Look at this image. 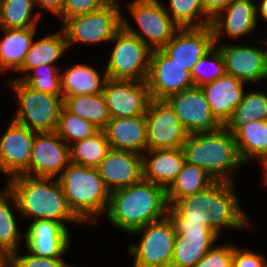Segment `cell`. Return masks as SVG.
Masks as SVG:
<instances>
[{
    "mask_svg": "<svg viewBox=\"0 0 267 267\" xmlns=\"http://www.w3.org/2000/svg\"><path fill=\"white\" fill-rule=\"evenodd\" d=\"M166 189L141 179L110 193L106 215L111 224L132 233L167 216Z\"/></svg>",
    "mask_w": 267,
    "mask_h": 267,
    "instance_id": "cell-1",
    "label": "cell"
},
{
    "mask_svg": "<svg viewBox=\"0 0 267 267\" xmlns=\"http://www.w3.org/2000/svg\"><path fill=\"white\" fill-rule=\"evenodd\" d=\"M18 175L10 178L7 187L14 194L13 205L24 217L35 220H53L66 226L63 221L82 223L69 208L62 187L56 177Z\"/></svg>",
    "mask_w": 267,
    "mask_h": 267,
    "instance_id": "cell-2",
    "label": "cell"
},
{
    "mask_svg": "<svg viewBox=\"0 0 267 267\" xmlns=\"http://www.w3.org/2000/svg\"><path fill=\"white\" fill-rule=\"evenodd\" d=\"M185 161L206 171L215 181L233 182V170L244 164L235 138L223 126L213 132L188 135L182 146Z\"/></svg>",
    "mask_w": 267,
    "mask_h": 267,
    "instance_id": "cell-3",
    "label": "cell"
},
{
    "mask_svg": "<svg viewBox=\"0 0 267 267\" xmlns=\"http://www.w3.org/2000/svg\"><path fill=\"white\" fill-rule=\"evenodd\" d=\"M57 179L69 208L81 222H94L107 211L110 192L97 168L70 163Z\"/></svg>",
    "mask_w": 267,
    "mask_h": 267,
    "instance_id": "cell-4",
    "label": "cell"
},
{
    "mask_svg": "<svg viewBox=\"0 0 267 267\" xmlns=\"http://www.w3.org/2000/svg\"><path fill=\"white\" fill-rule=\"evenodd\" d=\"M9 83L18 96L20 105L12 121L36 133L55 132L63 107V97L37 91L18 79H12Z\"/></svg>",
    "mask_w": 267,
    "mask_h": 267,
    "instance_id": "cell-5",
    "label": "cell"
},
{
    "mask_svg": "<svg viewBox=\"0 0 267 267\" xmlns=\"http://www.w3.org/2000/svg\"><path fill=\"white\" fill-rule=\"evenodd\" d=\"M118 0L93 12L67 19L62 25L67 48L76 42H110L123 28V15Z\"/></svg>",
    "mask_w": 267,
    "mask_h": 267,
    "instance_id": "cell-6",
    "label": "cell"
},
{
    "mask_svg": "<svg viewBox=\"0 0 267 267\" xmlns=\"http://www.w3.org/2000/svg\"><path fill=\"white\" fill-rule=\"evenodd\" d=\"M110 42L116 44L105 68L108 79L147 80L152 49L124 28Z\"/></svg>",
    "mask_w": 267,
    "mask_h": 267,
    "instance_id": "cell-7",
    "label": "cell"
},
{
    "mask_svg": "<svg viewBox=\"0 0 267 267\" xmlns=\"http://www.w3.org/2000/svg\"><path fill=\"white\" fill-rule=\"evenodd\" d=\"M128 7L139 30L130 27L124 17L123 28L131 35L141 39L152 51L166 46L179 29L158 0H134L128 4Z\"/></svg>",
    "mask_w": 267,
    "mask_h": 267,
    "instance_id": "cell-8",
    "label": "cell"
},
{
    "mask_svg": "<svg viewBox=\"0 0 267 267\" xmlns=\"http://www.w3.org/2000/svg\"><path fill=\"white\" fill-rule=\"evenodd\" d=\"M142 234L139 245L132 244L133 267H171L176 233L168 216L151 222L131 234Z\"/></svg>",
    "mask_w": 267,
    "mask_h": 267,
    "instance_id": "cell-9",
    "label": "cell"
},
{
    "mask_svg": "<svg viewBox=\"0 0 267 267\" xmlns=\"http://www.w3.org/2000/svg\"><path fill=\"white\" fill-rule=\"evenodd\" d=\"M145 117L147 150L182 148L189 132L166 100L152 99Z\"/></svg>",
    "mask_w": 267,
    "mask_h": 267,
    "instance_id": "cell-10",
    "label": "cell"
},
{
    "mask_svg": "<svg viewBox=\"0 0 267 267\" xmlns=\"http://www.w3.org/2000/svg\"><path fill=\"white\" fill-rule=\"evenodd\" d=\"M102 94L111 118L146 114L152 100L147 80L108 79Z\"/></svg>",
    "mask_w": 267,
    "mask_h": 267,
    "instance_id": "cell-11",
    "label": "cell"
},
{
    "mask_svg": "<svg viewBox=\"0 0 267 267\" xmlns=\"http://www.w3.org/2000/svg\"><path fill=\"white\" fill-rule=\"evenodd\" d=\"M70 163V146L56 132L35 133L29 166L21 175L55 178Z\"/></svg>",
    "mask_w": 267,
    "mask_h": 267,
    "instance_id": "cell-12",
    "label": "cell"
},
{
    "mask_svg": "<svg viewBox=\"0 0 267 267\" xmlns=\"http://www.w3.org/2000/svg\"><path fill=\"white\" fill-rule=\"evenodd\" d=\"M147 81L151 98L156 100H166L194 87L191 72L172 61L161 49L152 51Z\"/></svg>",
    "mask_w": 267,
    "mask_h": 267,
    "instance_id": "cell-13",
    "label": "cell"
},
{
    "mask_svg": "<svg viewBox=\"0 0 267 267\" xmlns=\"http://www.w3.org/2000/svg\"><path fill=\"white\" fill-rule=\"evenodd\" d=\"M166 101L189 134L213 132L223 126L212 114L210 105L200 87L194 86L169 96Z\"/></svg>",
    "mask_w": 267,
    "mask_h": 267,
    "instance_id": "cell-14",
    "label": "cell"
},
{
    "mask_svg": "<svg viewBox=\"0 0 267 267\" xmlns=\"http://www.w3.org/2000/svg\"><path fill=\"white\" fill-rule=\"evenodd\" d=\"M210 186L198 193L176 200L168 206L167 216L176 234H216L208 213Z\"/></svg>",
    "mask_w": 267,
    "mask_h": 267,
    "instance_id": "cell-15",
    "label": "cell"
},
{
    "mask_svg": "<svg viewBox=\"0 0 267 267\" xmlns=\"http://www.w3.org/2000/svg\"><path fill=\"white\" fill-rule=\"evenodd\" d=\"M215 46L211 25L179 28L161 50L175 63L191 72L197 61Z\"/></svg>",
    "mask_w": 267,
    "mask_h": 267,
    "instance_id": "cell-16",
    "label": "cell"
},
{
    "mask_svg": "<svg viewBox=\"0 0 267 267\" xmlns=\"http://www.w3.org/2000/svg\"><path fill=\"white\" fill-rule=\"evenodd\" d=\"M34 131L14 121L0 139V170L10 178L21 175L29 166Z\"/></svg>",
    "mask_w": 267,
    "mask_h": 267,
    "instance_id": "cell-17",
    "label": "cell"
},
{
    "mask_svg": "<svg viewBox=\"0 0 267 267\" xmlns=\"http://www.w3.org/2000/svg\"><path fill=\"white\" fill-rule=\"evenodd\" d=\"M225 62V71L238 80L253 83L267 79L266 50L244 45L218 46Z\"/></svg>",
    "mask_w": 267,
    "mask_h": 267,
    "instance_id": "cell-18",
    "label": "cell"
},
{
    "mask_svg": "<svg viewBox=\"0 0 267 267\" xmlns=\"http://www.w3.org/2000/svg\"><path fill=\"white\" fill-rule=\"evenodd\" d=\"M97 169L105 187L111 193L143 178L142 155L111 148Z\"/></svg>",
    "mask_w": 267,
    "mask_h": 267,
    "instance_id": "cell-19",
    "label": "cell"
},
{
    "mask_svg": "<svg viewBox=\"0 0 267 267\" xmlns=\"http://www.w3.org/2000/svg\"><path fill=\"white\" fill-rule=\"evenodd\" d=\"M232 182L215 181L210 185V205L208 213L211 228L219 235L223 227L241 228L251 226L249 219L239 206Z\"/></svg>",
    "mask_w": 267,
    "mask_h": 267,
    "instance_id": "cell-20",
    "label": "cell"
},
{
    "mask_svg": "<svg viewBox=\"0 0 267 267\" xmlns=\"http://www.w3.org/2000/svg\"><path fill=\"white\" fill-rule=\"evenodd\" d=\"M24 237L28 252L52 258H62L70 243L67 226L53 220L32 221Z\"/></svg>",
    "mask_w": 267,
    "mask_h": 267,
    "instance_id": "cell-21",
    "label": "cell"
},
{
    "mask_svg": "<svg viewBox=\"0 0 267 267\" xmlns=\"http://www.w3.org/2000/svg\"><path fill=\"white\" fill-rule=\"evenodd\" d=\"M257 18L256 5L252 0H234L211 21L214 44H217L224 31L232 39L252 33L257 26Z\"/></svg>",
    "mask_w": 267,
    "mask_h": 267,
    "instance_id": "cell-22",
    "label": "cell"
},
{
    "mask_svg": "<svg viewBox=\"0 0 267 267\" xmlns=\"http://www.w3.org/2000/svg\"><path fill=\"white\" fill-rule=\"evenodd\" d=\"M110 148L142 155L147 150L145 114L134 117L111 118L104 129Z\"/></svg>",
    "mask_w": 267,
    "mask_h": 267,
    "instance_id": "cell-23",
    "label": "cell"
},
{
    "mask_svg": "<svg viewBox=\"0 0 267 267\" xmlns=\"http://www.w3.org/2000/svg\"><path fill=\"white\" fill-rule=\"evenodd\" d=\"M245 83L225 74L212 83L200 87L215 118L224 125L231 117L233 110L240 104Z\"/></svg>",
    "mask_w": 267,
    "mask_h": 267,
    "instance_id": "cell-24",
    "label": "cell"
},
{
    "mask_svg": "<svg viewBox=\"0 0 267 267\" xmlns=\"http://www.w3.org/2000/svg\"><path fill=\"white\" fill-rule=\"evenodd\" d=\"M142 154L143 179L167 189L185 164L182 148L146 150Z\"/></svg>",
    "mask_w": 267,
    "mask_h": 267,
    "instance_id": "cell-25",
    "label": "cell"
},
{
    "mask_svg": "<svg viewBox=\"0 0 267 267\" xmlns=\"http://www.w3.org/2000/svg\"><path fill=\"white\" fill-rule=\"evenodd\" d=\"M61 90L63 97L83 94H100L104 90L108 76L104 72L100 77L94 68L84 65H73L61 73Z\"/></svg>",
    "mask_w": 267,
    "mask_h": 267,
    "instance_id": "cell-26",
    "label": "cell"
},
{
    "mask_svg": "<svg viewBox=\"0 0 267 267\" xmlns=\"http://www.w3.org/2000/svg\"><path fill=\"white\" fill-rule=\"evenodd\" d=\"M4 37L0 41V62L4 70L18 71L29 51L36 27L2 29Z\"/></svg>",
    "mask_w": 267,
    "mask_h": 267,
    "instance_id": "cell-27",
    "label": "cell"
},
{
    "mask_svg": "<svg viewBox=\"0 0 267 267\" xmlns=\"http://www.w3.org/2000/svg\"><path fill=\"white\" fill-rule=\"evenodd\" d=\"M217 238L218 234H176L171 267H194Z\"/></svg>",
    "mask_w": 267,
    "mask_h": 267,
    "instance_id": "cell-28",
    "label": "cell"
},
{
    "mask_svg": "<svg viewBox=\"0 0 267 267\" xmlns=\"http://www.w3.org/2000/svg\"><path fill=\"white\" fill-rule=\"evenodd\" d=\"M235 143L242 161L259 158L264 166L267 162V120L250 121L235 134Z\"/></svg>",
    "mask_w": 267,
    "mask_h": 267,
    "instance_id": "cell-29",
    "label": "cell"
},
{
    "mask_svg": "<svg viewBox=\"0 0 267 267\" xmlns=\"http://www.w3.org/2000/svg\"><path fill=\"white\" fill-rule=\"evenodd\" d=\"M63 107L99 130H104L111 119L105 98L100 94H83L63 97Z\"/></svg>",
    "mask_w": 267,
    "mask_h": 267,
    "instance_id": "cell-30",
    "label": "cell"
},
{
    "mask_svg": "<svg viewBox=\"0 0 267 267\" xmlns=\"http://www.w3.org/2000/svg\"><path fill=\"white\" fill-rule=\"evenodd\" d=\"M214 182L215 180L202 168L185 162L181 172L166 189L168 205H172L178 199L198 193Z\"/></svg>",
    "mask_w": 267,
    "mask_h": 267,
    "instance_id": "cell-31",
    "label": "cell"
},
{
    "mask_svg": "<svg viewBox=\"0 0 267 267\" xmlns=\"http://www.w3.org/2000/svg\"><path fill=\"white\" fill-rule=\"evenodd\" d=\"M67 50L64 31L50 34L38 41L33 40L24 62L18 71L28 72L39 65H52Z\"/></svg>",
    "mask_w": 267,
    "mask_h": 267,
    "instance_id": "cell-32",
    "label": "cell"
},
{
    "mask_svg": "<svg viewBox=\"0 0 267 267\" xmlns=\"http://www.w3.org/2000/svg\"><path fill=\"white\" fill-rule=\"evenodd\" d=\"M267 120V93L244 92L240 104L223 127L233 135L250 121Z\"/></svg>",
    "mask_w": 267,
    "mask_h": 267,
    "instance_id": "cell-33",
    "label": "cell"
},
{
    "mask_svg": "<svg viewBox=\"0 0 267 267\" xmlns=\"http://www.w3.org/2000/svg\"><path fill=\"white\" fill-rule=\"evenodd\" d=\"M104 130L70 145V161L73 164L97 168L110 150Z\"/></svg>",
    "mask_w": 267,
    "mask_h": 267,
    "instance_id": "cell-34",
    "label": "cell"
},
{
    "mask_svg": "<svg viewBox=\"0 0 267 267\" xmlns=\"http://www.w3.org/2000/svg\"><path fill=\"white\" fill-rule=\"evenodd\" d=\"M34 0H0V27L2 29L36 27L38 17H32Z\"/></svg>",
    "mask_w": 267,
    "mask_h": 267,
    "instance_id": "cell-35",
    "label": "cell"
},
{
    "mask_svg": "<svg viewBox=\"0 0 267 267\" xmlns=\"http://www.w3.org/2000/svg\"><path fill=\"white\" fill-rule=\"evenodd\" d=\"M6 188L5 193L2 190L0 192V250H7L12 254L18 253V243L23 234L18 233L13 212L9 208L10 202L17 205L15 196L8 187Z\"/></svg>",
    "mask_w": 267,
    "mask_h": 267,
    "instance_id": "cell-36",
    "label": "cell"
},
{
    "mask_svg": "<svg viewBox=\"0 0 267 267\" xmlns=\"http://www.w3.org/2000/svg\"><path fill=\"white\" fill-rule=\"evenodd\" d=\"M169 1L170 6L165 8V10L171 12V14L169 12L168 14L179 28H201L211 25L212 20L205 14L201 0ZM203 16L206 18L204 19Z\"/></svg>",
    "mask_w": 267,
    "mask_h": 267,
    "instance_id": "cell-37",
    "label": "cell"
},
{
    "mask_svg": "<svg viewBox=\"0 0 267 267\" xmlns=\"http://www.w3.org/2000/svg\"><path fill=\"white\" fill-rule=\"evenodd\" d=\"M99 129L89 121L68 112L62 107L56 133L70 146L77 141L89 138Z\"/></svg>",
    "mask_w": 267,
    "mask_h": 267,
    "instance_id": "cell-38",
    "label": "cell"
},
{
    "mask_svg": "<svg viewBox=\"0 0 267 267\" xmlns=\"http://www.w3.org/2000/svg\"><path fill=\"white\" fill-rule=\"evenodd\" d=\"M216 46H213L209 52L202 56L192 68L191 77L195 87H202L212 83L226 74L223 55ZM207 66L212 67L210 68L211 71Z\"/></svg>",
    "mask_w": 267,
    "mask_h": 267,
    "instance_id": "cell-39",
    "label": "cell"
},
{
    "mask_svg": "<svg viewBox=\"0 0 267 267\" xmlns=\"http://www.w3.org/2000/svg\"><path fill=\"white\" fill-rule=\"evenodd\" d=\"M30 71H35L34 75L28 74L24 77L18 78L29 87L53 95L63 97L61 90V75L57 67L54 65L46 64L39 65Z\"/></svg>",
    "mask_w": 267,
    "mask_h": 267,
    "instance_id": "cell-40",
    "label": "cell"
},
{
    "mask_svg": "<svg viewBox=\"0 0 267 267\" xmlns=\"http://www.w3.org/2000/svg\"><path fill=\"white\" fill-rule=\"evenodd\" d=\"M112 0H66L62 12L58 15L63 20L84 15L108 5Z\"/></svg>",
    "mask_w": 267,
    "mask_h": 267,
    "instance_id": "cell-41",
    "label": "cell"
},
{
    "mask_svg": "<svg viewBox=\"0 0 267 267\" xmlns=\"http://www.w3.org/2000/svg\"><path fill=\"white\" fill-rule=\"evenodd\" d=\"M11 267H73L64 262L62 258L37 256L29 252L28 255L18 256L17 252L11 254Z\"/></svg>",
    "mask_w": 267,
    "mask_h": 267,
    "instance_id": "cell-42",
    "label": "cell"
},
{
    "mask_svg": "<svg viewBox=\"0 0 267 267\" xmlns=\"http://www.w3.org/2000/svg\"><path fill=\"white\" fill-rule=\"evenodd\" d=\"M194 267H232V246H213Z\"/></svg>",
    "mask_w": 267,
    "mask_h": 267,
    "instance_id": "cell-43",
    "label": "cell"
},
{
    "mask_svg": "<svg viewBox=\"0 0 267 267\" xmlns=\"http://www.w3.org/2000/svg\"><path fill=\"white\" fill-rule=\"evenodd\" d=\"M267 261L254 251L241 250L232 245V267H267Z\"/></svg>",
    "mask_w": 267,
    "mask_h": 267,
    "instance_id": "cell-44",
    "label": "cell"
},
{
    "mask_svg": "<svg viewBox=\"0 0 267 267\" xmlns=\"http://www.w3.org/2000/svg\"><path fill=\"white\" fill-rule=\"evenodd\" d=\"M234 0H201L205 14L213 20L219 13L228 7Z\"/></svg>",
    "mask_w": 267,
    "mask_h": 267,
    "instance_id": "cell-45",
    "label": "cell"
},
{
    "mask_svg": "<svg viewBox=\"0 0 267 267\" xmlns=\"http://www.w3.org/2000/svg\"><path fill=\"white\" fill-rule=\"evenodd\" d=\"M35 5H40L42 9H46L54 13V15H59L65 6L66 0H34Z\"/></svg>",
    "mask_w": 267,
    "mask_h": 267,
    "instance_id": "cell-46",
    "label": "cell"
},
{
    "mask_svg": "<svg viewBox=\"0 0 267 267\" xmlns=\"http://www.w3.org/2000/svg\"><path fill=\"white\" fill-rule=\"evenodd\" d=\"M0 267H11V253L7 250H0Z\"/></svg>",
    "mask_w": 267,
    "mask_h": 267,
    "instance_id": "cell-47",
    "label": "cell"
},
{
    "mask_svg": "<svg viewBox=\"0 0 267 267\" xmlns=\"http://www.w3.org/2000/svg\"><path fill=\"white\" fill-rule=\"evenodd\" d=\"M258 12L260 17L266 22L267 21V0H262L261 5H256V16H258Z\"/></svg>",
    "mask_w": 267,
    "mask_h": 267,
    "instance_id": "cell-48",
    "label": "cell"
},
{
    "mask_svg": "<svg viewBox=\"0 0 267 267\" xmlns=\"http://www.w3.org/2000/svg\"><path fill=\"white\" fill-rule=\"evenodd\" d=\"M262 167H264V169H265V171H264V173H265V175H264V180H265L264 183H266V185H267V162Z\"/></svg>",
    "mask_w": 267,
    "mask_h": 267,
    "instance_id": "cell-49",
    "label": "cell"
},
{
    "mask_svg": "<svg viewBox=\"0 0 267 267\" xmlns=\"http://www.w3.org/2000/svg\"><path fill=\"white\" fill-rule=\"evenodd\" d=\"M0 70L5 72L6 70H4L3 66L1 65V62H0Z\"/></svg>",
    "mask_w": 267,
    "mask_h": 267,
    "instance_id": "cell-50",
    "label": "cell"
},
{
    "mask_svg": "<svg viewBox=\"0 0 267 267\" xmlns=\"http://www.w3.org/2000/svg\"><path fill=\"white\" fill-rule=\"evenodd\" d=\"M263 42H264V43L266 44V46H267V39H266V40H264ZM266 52H267V49H266Z\"/></svg>",
    "mask_w": 267,
    "mask_h": 267,
    "instance_id": "cell-51",
    "label": "cell"
}]
</instances>
